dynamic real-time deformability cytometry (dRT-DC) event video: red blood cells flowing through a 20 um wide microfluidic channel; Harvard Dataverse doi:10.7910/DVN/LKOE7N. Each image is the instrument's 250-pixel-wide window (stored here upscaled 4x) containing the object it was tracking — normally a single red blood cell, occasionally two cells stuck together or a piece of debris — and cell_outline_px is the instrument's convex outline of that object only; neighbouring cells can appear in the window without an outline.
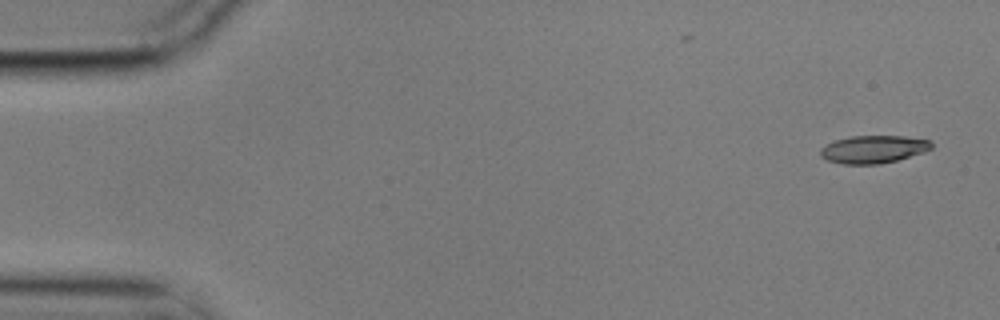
{"species": "common noctule bat (a hibernating species)", "species_latin": "Nyctalus noctula", "temperature_condition": "cold", "stored_images_in_passage": 2, "camera_frame_rate_fps": 3000, "um_per_image_px": 0.085, "animal": {"sex": "male", "body_mass_g": 17.9}, "frame": {"image": 1, "passage_image": 1, "time_ms": 0.0, "image_size_px": [1000, 320], "cell_outline_px": [[932, 148], [924, 152], [896, 160], [880, 164], [844, 164], [828, 160], [820, 156], [820, 148], [836, 140], [852, 136], [904, 136], [932, 140]], "centroid_in_image_um": [74.26, 12.68], "position_along_channel_um": 10.7, "area_um2": 17.86}}
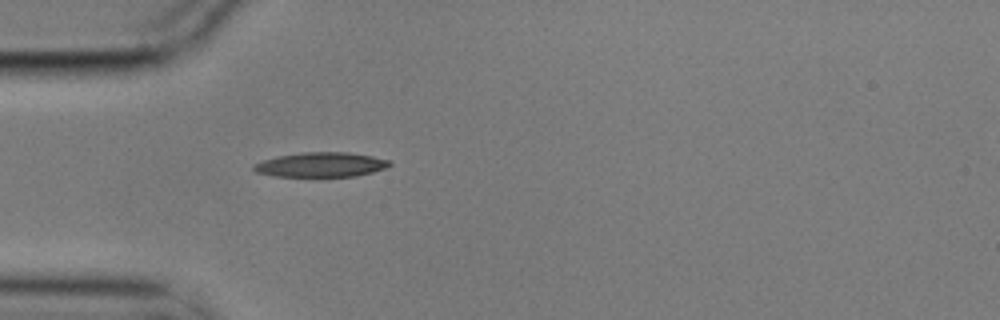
{"frame": {"image": 2, "passage_image": 2, "time_ms": 0.333, "image_size_px": [1000, 320], "cell_outline_px": [[392, 164], [384, 168], [372, 172], [356, 176], [276, 176], [256, 172], [252, 168], [252, 164], [276, 156], [304, 152], [348, 152], [372, 156], [388, 160]], "centroid_in_image_um": [27.26, 13.99], "position_along_channel_um": 57.7, "area_um2": 19.36}}